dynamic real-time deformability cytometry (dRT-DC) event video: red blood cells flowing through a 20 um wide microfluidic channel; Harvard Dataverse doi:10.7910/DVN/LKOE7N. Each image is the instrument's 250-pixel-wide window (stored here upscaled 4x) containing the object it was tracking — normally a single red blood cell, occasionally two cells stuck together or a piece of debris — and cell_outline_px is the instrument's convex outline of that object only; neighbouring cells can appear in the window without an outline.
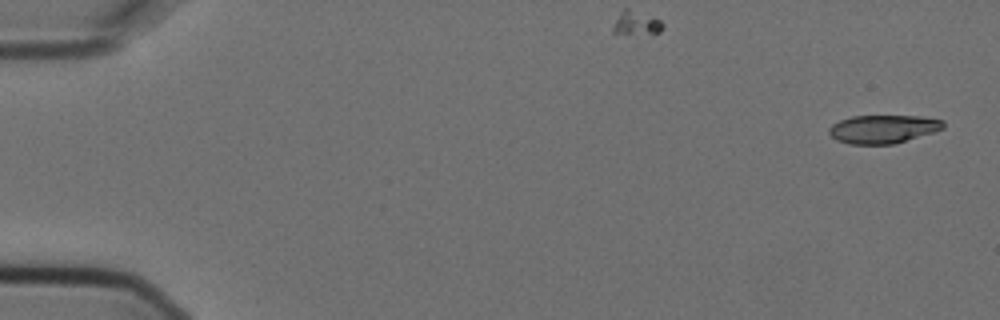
{"species": "Egyptian fruit bat (a non-hibernating species)", "species_latin": "Rousettus aegyptiacus", "temperature_condition": "cold", "stored_images_in_passage": 4, "camera_frame_rate_fps": 3000, "um_per_image_px": 0.085, "animal": {"sex": "female"}, "frame": {"image": 1, "passage_image": 1, "time_ms": 0.0, "image_size_px": [1000, 320], "cell_outline_px": [[944, 128], [932, 132], [892, 144], [848, 144], [836, 140], [828, 132], [828, 128], [832, 124], [840, 120], [852, 116], [920, 116], [944, 120]], "centroid_in_image_um": [75.02, 10.96], "position_along_channel_um": 10.0, "area_um2": 18.73}}